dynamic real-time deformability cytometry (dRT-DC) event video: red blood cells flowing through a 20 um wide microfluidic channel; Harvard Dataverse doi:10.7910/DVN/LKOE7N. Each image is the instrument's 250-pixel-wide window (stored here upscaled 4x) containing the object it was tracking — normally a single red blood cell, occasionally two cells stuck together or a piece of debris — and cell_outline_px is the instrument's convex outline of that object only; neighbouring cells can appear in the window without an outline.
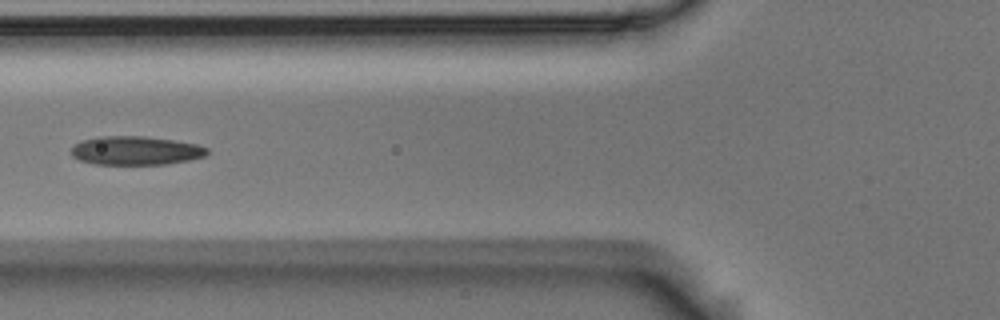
{"species": "Egyptian fruit bat (a non-hibernating species)", "species_latin": "Rousettus aegyptiacus", "temperature_condition": "room temperature", "stored_images_in_passage": 7, "camera_frame_rate_fps": 3000, "um_per_image_px": 0.085, "animal": {"sex": "male"}, "frame": {"image": 1, "passage_image": 4, "time_ms": 1.0, "image_size_px": [1000, 320], "cell_outline_px": [[208, 152], [204, 156], [188, 160], [164, 164], [96, 164], [80, 160], [72, 156], [72, 148], [80, 140], [96, 136], [144, 136], [172, 140], [196, 144], [208, 148]], "centroid_in_image_um": [11.5, 12.79], "position_along_channel_um": 114.3, "area_um2": 22.6}}
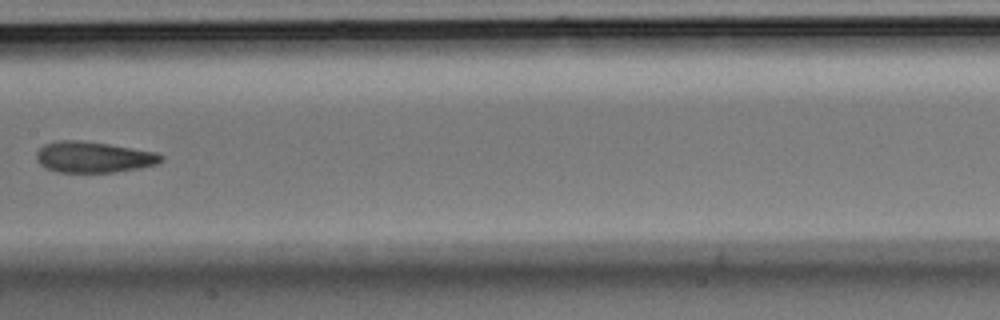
{"frame": {"image": 2, "passage_image": 6, "time_ms": 1.667, "image_size_px": [1000, 320], "cell_outline_px": [[164, 160], [156, 164], [140, 168], [112, 172], [60, 172], [44, 168], [36, 160], [36, 152], [44, 144], [60, 140], [76, 140], [108, 144], [156, 152], [164, 156]], "centroid_in_image_um": [7.94, 13.36], "position_along_channel_um": 199.5, "area_um2": 22.48}}
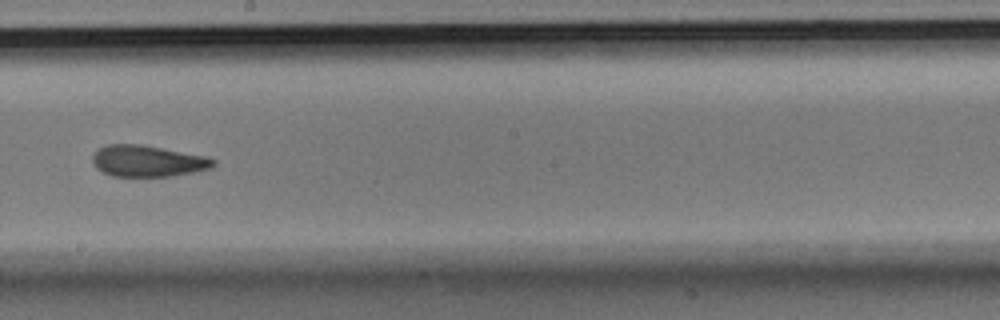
{"frame": {"image": 3, "passage_image": 7, "time_ms": 2.0, "image_size_px": [1000, 320], "cell_outline_px": [[216, 164], [212, 168], [172, 176], [112, 176], [96, 168], [92, 160], [92, 156], [100, 148], [108, 144], [140, 144], [208, 156], [216, 160]], "centroid_in_image_um": [12.59, 13.68], "position_along_channel_um": 235.6, "area_um2": 22.08}}